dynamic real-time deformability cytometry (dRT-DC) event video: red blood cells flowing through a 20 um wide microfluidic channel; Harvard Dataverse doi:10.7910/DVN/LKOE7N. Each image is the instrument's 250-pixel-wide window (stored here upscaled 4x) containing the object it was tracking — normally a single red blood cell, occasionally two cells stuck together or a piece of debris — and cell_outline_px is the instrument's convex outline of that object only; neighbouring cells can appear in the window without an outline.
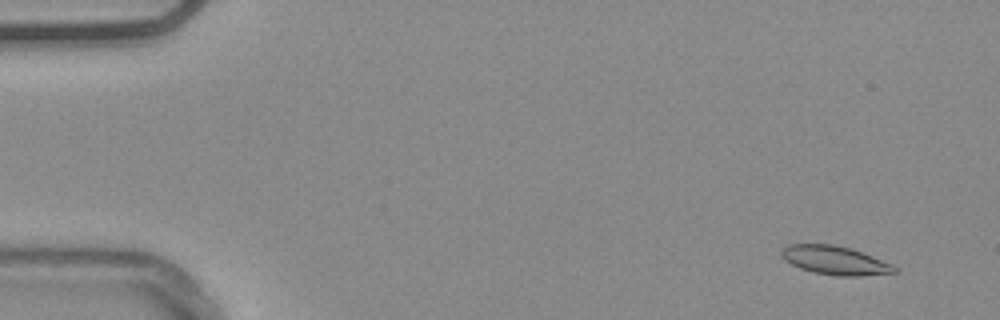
{"species": "common noctule bat (a hibernating species)", "species_latin": "Nyctalus noctula", "temperature_condition": "warm", "stored_images_in_passage": 56, "camera_frame_rate_fps": 3000, "um_per_image_px": 0.085, "animal": {"sex": "male", "body_mass_g": 20.4}, "frame": {"image": 1, "passage_image": 4, "time_ms": 1.0, "image_size_px": [1000, 320], "cell_outline_px": [[900, 272], [860, 276], [836, 276], [812, 272], [800, 268], [784, 260], [780, 256], [780, 248], [788, 244], [832, 244], [852, 248], [892, 264]], "centroid_in_image_um": [70.94, 22.12], "position_along_channel_um": 14.1, "area_um2": 19.13}}
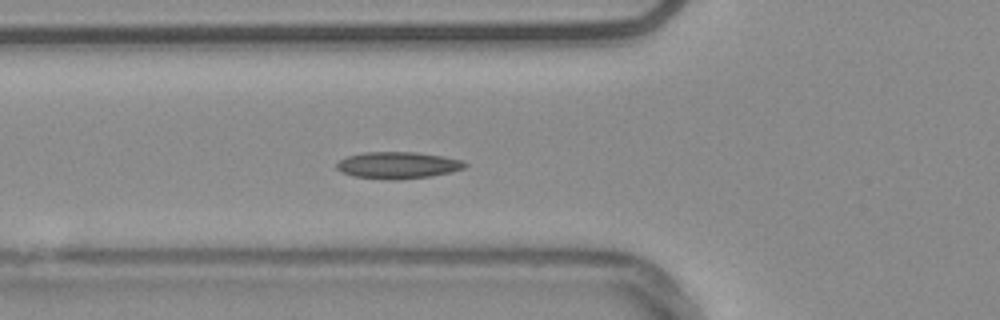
{"frame": {"image": 2, "passage_image": 20, "time_ms": 6.333, "image_size_px": [1000, 320], "cell_outline_px": [[468, 164], [464, 168], [452, 172], [432, 176], [400, 180], [388, 180], [352, 176], [340, 172], [336, 168], [336, 164], [340, 160], [348, 156], [364, 152], [416, 152], [444, 156], [464, 160]], "centroid_in_image_um": [33.84, 14.05], "position_along_channel_um": 92.0, "area_um2": 20.35}}
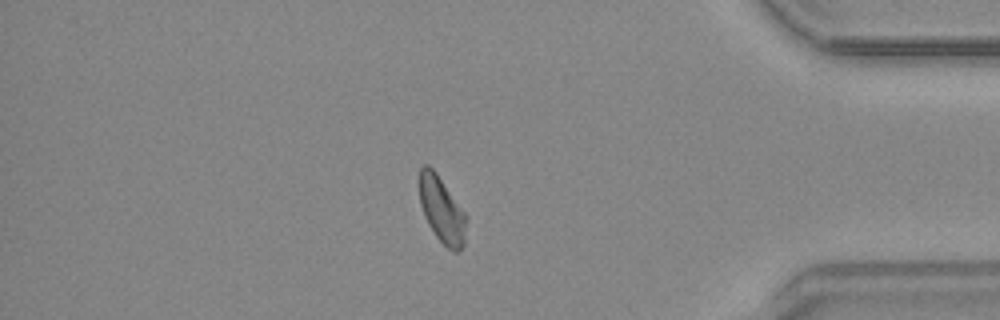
{"frame": {"image": 3, "passage_image": 47, "time_ms": 15.333, "image_size_px": [1000, 320], "cell_outline_px": [[468, 220], [464, 244], [460, 252], [452, 252], [436, 236], [428, 224], [424, 216], [420, 204], [420, 168], [424, 164], [428, 164], [436, 172], [468, 216]], "centroid_in_image_um": [37.59, 17.87], "position_along_channel_um": 397.6, "area_um2": 18.26}}